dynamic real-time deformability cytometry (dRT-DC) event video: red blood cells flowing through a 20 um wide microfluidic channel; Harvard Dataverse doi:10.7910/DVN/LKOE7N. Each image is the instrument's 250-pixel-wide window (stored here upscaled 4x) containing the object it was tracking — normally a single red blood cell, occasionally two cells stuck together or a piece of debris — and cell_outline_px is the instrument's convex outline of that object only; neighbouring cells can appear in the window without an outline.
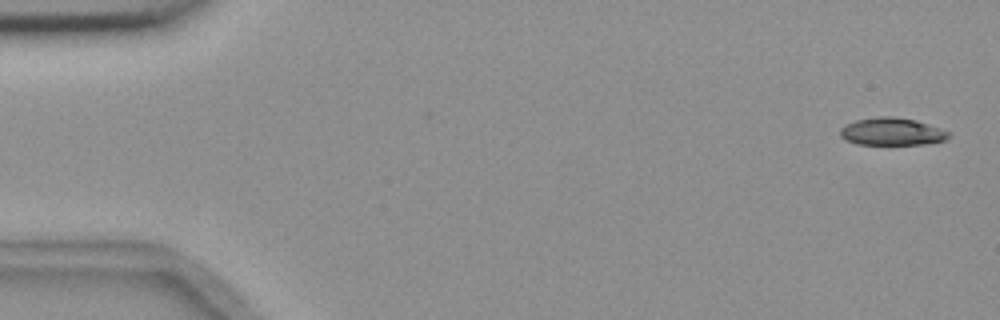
{"species": "common noctule bat (a hibernating species)", "species_latin": "Nyctalus noctula", "temperature_condition": "room temperature", "stored_images_in_passage": 5, "camera_frame_rate_fps": 3000, "um_per_image_px": 0.085, "animal": {"sex": "female", "body_mass_g": 18.4}, "frame": {"image": 1, "passage_image": 1, "time_ms": 0.0, "image_size_px": [1000, 320], "cell_outline_px": [[952, 136], [944, 140], [924, 144], [856, 144], [844, 140], [840, 136], [840, 128], [844, 124], [856, 120], [880, 116], [896, 116], [916, 120], [952, 132]], "centroid_in_image_um": [75.81, 11.18], "position_along_channel_um": 9.2, "area_um2": 17.63}}
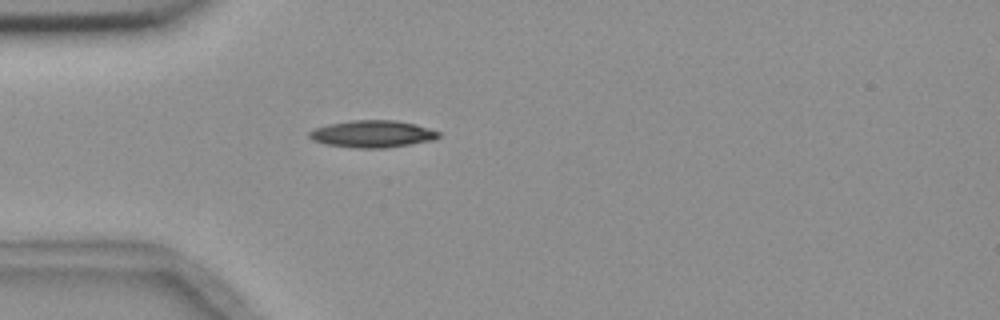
{"frame": {"image": 2, "passage_image": 5, "time_ms": 4.667, "image_size_px": [1000, 320], "cell_outline_px": [[440, 136], [432, 140], [384, 148], [352, 148], [324, 144], [312, 140], [308, 136], [308, 132], [312, 128], [328, 124], [352, 120], [396, 120], [416, 124], [440, 132]], "centroid_in_image_um": [31.59, 11.38], "position_along_channel_um": 53.4, "area_um2": 20.52}}